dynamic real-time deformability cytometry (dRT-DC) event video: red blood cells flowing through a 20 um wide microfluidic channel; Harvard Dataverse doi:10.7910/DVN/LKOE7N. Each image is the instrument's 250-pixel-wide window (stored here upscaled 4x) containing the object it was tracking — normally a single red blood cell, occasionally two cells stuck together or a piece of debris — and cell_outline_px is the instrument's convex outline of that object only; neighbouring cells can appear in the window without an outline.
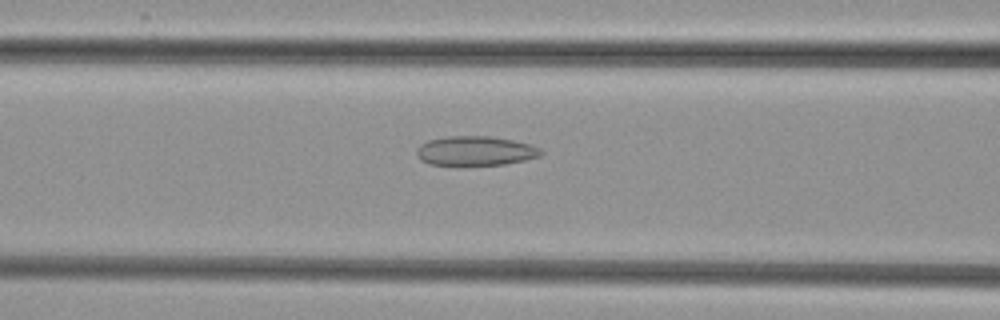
{"species": "common noctule bat (a hibernating species)", "species_latin": "Nyctalus noctula", "temperature_condition": "cold", "stored_images_in_passage": 37, "camera_frame_rate_fps": 3000, "um_per_image_px": 0.085, "animal": {"sex": "female", "body_mass_g": 29.2, "forearm_length_mm": 56.3}, "frame": {"image": 1, "passage_image": 6, "time_ms": 1.667, "image_size_px": [1000, 320], "cell_outline_px": [[544, 152], [540, 156], [524, 160], [504, 164], [456, 168], [428, 164], [420, 160], [416, 156], [416, 148], [420, 144], [428, 140], [448, 136], [488, 136], [512, 140], [532, 144], [540, 148]], "centroid_in_image_um": [40.34, 12.87], "position_along_channel_um": 126.3, "area_um2": 22.31}}
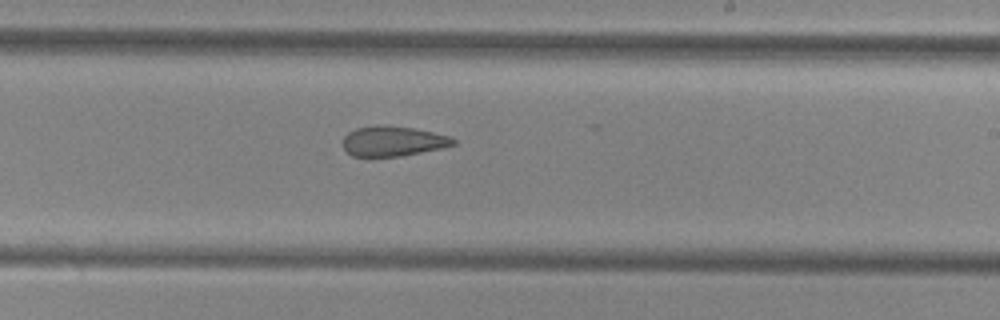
{"frame": {"image": 2, "passage_image": 16, "time_ms": 5.0, "image_size_px": [1000, 320], "cell_outline_px": [[456, 144], [444, 148], [400, 156], [352, 156], [344, 148], [344, 136], [348, 132], [356, 128], [376, 124], [412, 128], [452, 136], [456, 140]], "centroid_in_image_um": [33.43, 11.99], "position_along_channel_um": 255.6, "area_um2": 19.36}}
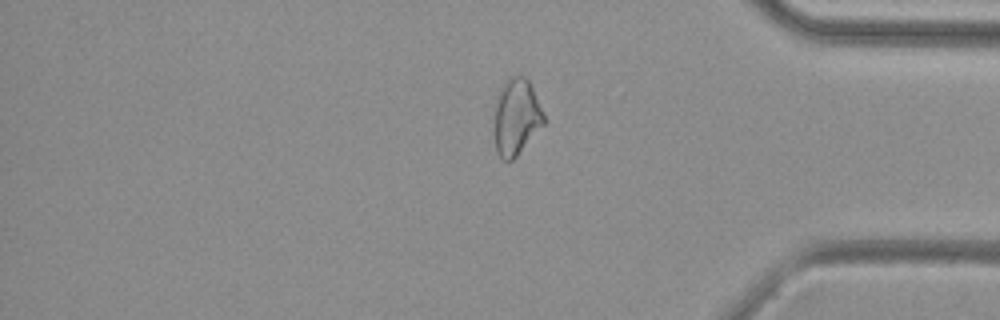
{"frame": {"image": 3, "passage_image": 28, "time_ms": 9.0, "image_size_px": [1000, 320], "cell_outline_px": [[544, 124], [516, 156], [512, 160], [504, 160], [500, 156], [496, 148], [496, 104], [500, 88], [512, 76], [524, 76], [528, 80], [532, 88], [544, 116]], "centroid_in_image_um": [43.9, 9.94], "position_along_channel_um": 391.3, "area_um2": 21.1}}